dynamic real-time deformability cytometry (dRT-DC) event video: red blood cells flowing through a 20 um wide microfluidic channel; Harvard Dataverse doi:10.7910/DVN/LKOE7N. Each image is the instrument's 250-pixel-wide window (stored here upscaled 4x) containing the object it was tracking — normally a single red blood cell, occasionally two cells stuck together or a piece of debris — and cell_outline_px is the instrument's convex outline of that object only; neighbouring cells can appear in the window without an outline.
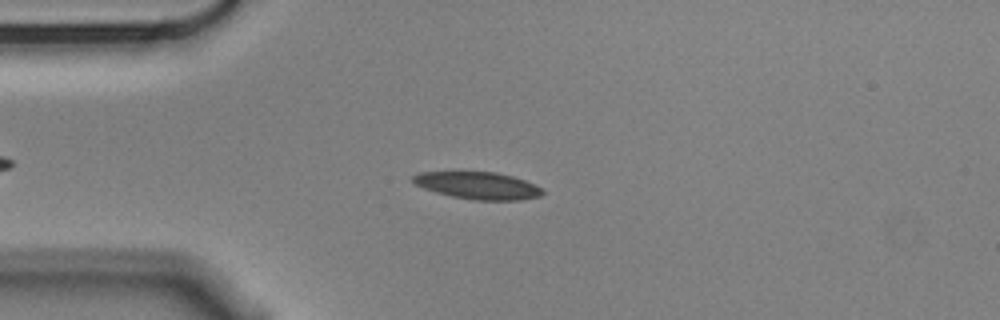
{"species": "Egyptian fruit bat (a non-hibernating species)", "species_latin": "Rousettus aegyptiacus", "temperature_condition": "cold", "stored_images_in_passage": 51, "camera_frame_rate_fps": 3000, "um_per_image_px": 0.085, "animal": {"sex": "male"}, "frame": {"image": 1, "passage_image": 13, "time_ms": 4.0, "image_size_px": [1000, 320], "cell_outline_px": [[544, 192], [540, 196], [520, 200], [472, 200], [452, 196], [436, 192], [424, 188], [416, 184], [412, 180], [412, 176], [420, 172], [496, 172], [512, 176], [524, 180], [540, 188]], "centroid_in_image_um": [40.61, 15.77], "position_along_channel_um": 44.4, "area_um2": 20.29}}
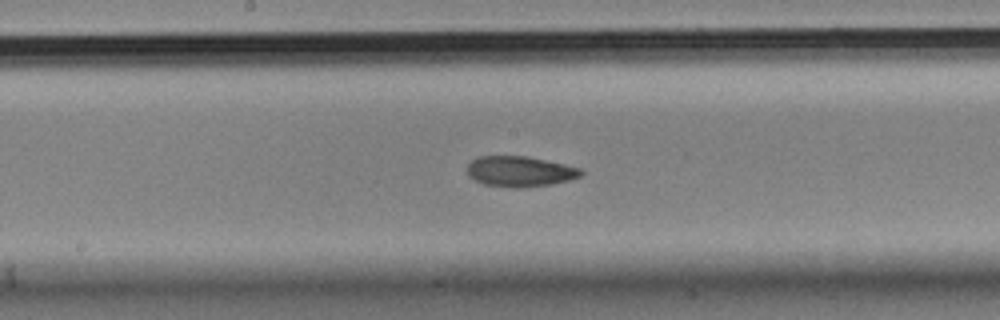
{"frame": {"image": 2, "passage_image": 28, "time_ms": 9.0, "image_size_px": [1000, 320], "cell_outline_px": [[584, 172], [580, 176], [568, 180], [552, 184], [524, 188], [512, 188], [484, 184], [468, 176], [468, 164], [476, 156], [528, 156], [564, 164], [580, 168]], "centroid_in_image_um": [44.18, 14.57], "position_along_channel_um": 204.0, "area_um2": 20.29}}
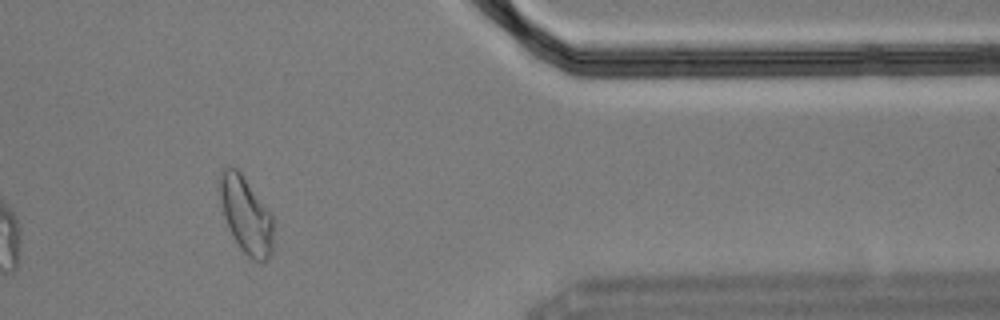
{"frame": {"image": 3, "passage_image": 46, "time_ms": 15.0, "image_size_px": [1000, 320], "cell_outline_px": [[272, 252], [268, 260], [264, 264], [248, 256], [240, 248], [232, 236], [228, 228], [224, 216], [220, 196], [220, 176], [224, 168], [228, 164], [236, 168], [240, 172], [272, 216]], "centroid_in_image_um": [20.9, 18.32], "position_along_channel_um": 390.5, "area_um2": 23.52}, "authors_computed_cell_mechanics": {"area_um2": 20.3456, "velocity_mm_per_s": 3.5067, "shape_relaxation_time_tau1_ms": 4.8364, "shape_relaxation_time_tau2_ms": 2.678, "deformation_change_tau1": 0.1261, "deformation_change_tau2": 0.0826}}